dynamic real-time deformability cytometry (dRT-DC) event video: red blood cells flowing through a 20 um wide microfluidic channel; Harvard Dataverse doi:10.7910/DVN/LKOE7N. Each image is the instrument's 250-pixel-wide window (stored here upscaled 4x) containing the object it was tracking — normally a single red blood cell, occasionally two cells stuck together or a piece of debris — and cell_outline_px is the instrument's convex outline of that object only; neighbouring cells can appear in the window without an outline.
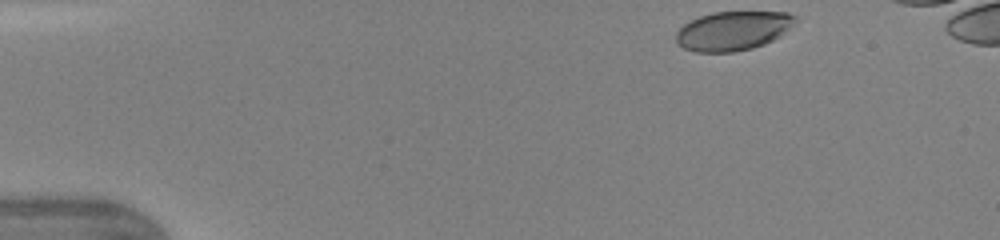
{"species": "human", "species_latin": "Homo sapiens", "temperature_condition": "warm", "stored_images_in_passage": 39, "camera_frame_rate_fps": 3000, "um_per_image_px": 0.085, "donor": {"sex": "female"}, "frame": {"image": 1, "passage_image": 1, "time_ms": 0.0, "image_size_px": [1000, 240], "cell_outline_px": [[796, 20], [780, 36], [764, 44], [752, 48], [732, 52], [696, 52], [684, 48], [676, 44], [676, 32], [684, 24], [700, 16], [712, 12], [788, 12], [796, 16]], "centroid_in_image_um": [62.27, 2.62], "position_along_channel_um": 22.7, "area_um2": 27.05}}
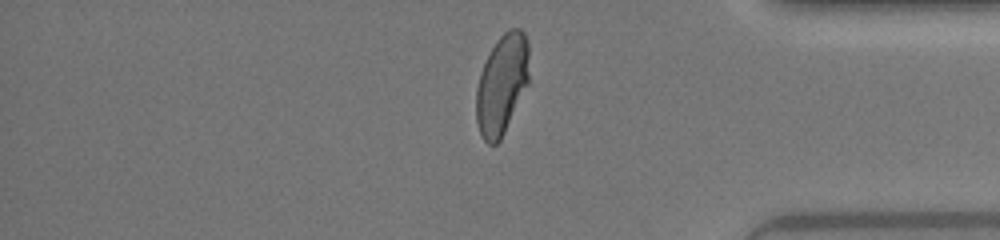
{"frame": {"image": 2, "passage_image": 34, "time_ms": 11.0, "image_size_px": [1000, 240], "cell_outline_px": [[528, 84], [500, 140], [496, 144], [488, 144], [480, 136], [476, 120], [476, 88], [480, 72], [496, 40], [508, 28], [520, 28], [524, 32], [528, 44]], "centroid_in_image_um": [42.65, 7.16], "position_along_channel_um": 392.6, "area_um2": 30.75}}